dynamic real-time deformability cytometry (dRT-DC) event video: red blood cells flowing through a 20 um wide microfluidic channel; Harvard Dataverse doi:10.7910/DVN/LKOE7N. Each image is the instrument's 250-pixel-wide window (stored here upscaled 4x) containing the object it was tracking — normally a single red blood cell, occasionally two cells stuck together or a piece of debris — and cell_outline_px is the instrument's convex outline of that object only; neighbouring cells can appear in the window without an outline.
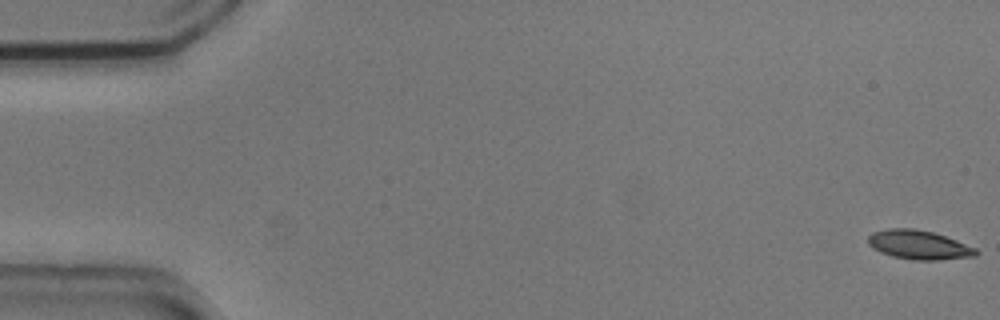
{"species": "common noctule bat (a hibernating species)", "species_latin": "Nyctalus noctula", "temperature_condition": "cold", "stored_images_in_passage": 55, "camera_frame_rate_fps": 3000, "um_per_image_px": 0.085, "animal": {"sex": "male", "body_mass_g": 20.5, "forearm_length_mm": 52.5}, "frame": {"image": 1, "passage_image": 1, "time_ms": 0.0, "image_size_px": [1000, 320], "cell_outline_px": [[980, 252], [976, 256], [936, 260], [912, 260], [892, 256], [880, 252], [872, 248], [868, 244], [868, 236], [872, 232], [888, 228], [912, 228], [932, 232], [956, 240], [976, 248]], "centroid_in_image_um": [78.08, 20.81], "position_along_channel_um": 6.9, "area_um2": 18.32}}
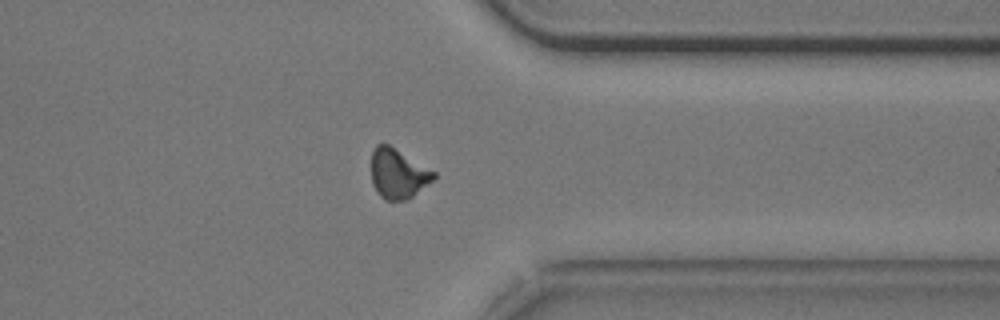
{"frame": {"image": 2, "passage_image": 43, "time_ms": 14.0, "image_size_px": [1000, 320], "cell_outline_px": [[436, 176], [432, 180], [408, 200], [384, 200], [380, 196], [372, 184], [372, 152], [376, 144], [388, 144], [436, 172]], "centroid_in_image_um": [33.82, 14.77], "position_along_channel_um": 377.6, "area_um2": 17.92}}
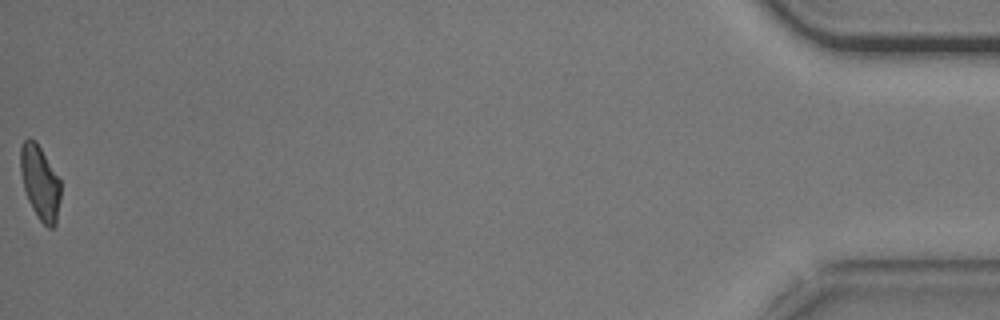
{"frame": {"image": 3, "passage_image": 55, "time_ms": 18.0, "image_size_px": [1000, 320], "cell_outline_px": [[60, 200], [56, 224], [52, 228], [48, 228], [36, 216], [28, 200], [24, 188], [20, 172], [20, 148], [24, 140], [28, 136], [36, 140], [60, 180]], "centroid_in_image_um": [3.39, 15.5], "position_along_channel_um": 431.8, "area_um2": 17.46}, "authors_computed_cell_mechanics": {"area_um2": 18.3226, "velocity_mm_per_s": 3.7105, "shape_relaxation_time_tau1_ms": 2.5784, "shape_relaxation_time_tau2_ms": 4.4803, "deformation_change_tau1": 0.1226, "deformation_change_tau2": 0.1071}}